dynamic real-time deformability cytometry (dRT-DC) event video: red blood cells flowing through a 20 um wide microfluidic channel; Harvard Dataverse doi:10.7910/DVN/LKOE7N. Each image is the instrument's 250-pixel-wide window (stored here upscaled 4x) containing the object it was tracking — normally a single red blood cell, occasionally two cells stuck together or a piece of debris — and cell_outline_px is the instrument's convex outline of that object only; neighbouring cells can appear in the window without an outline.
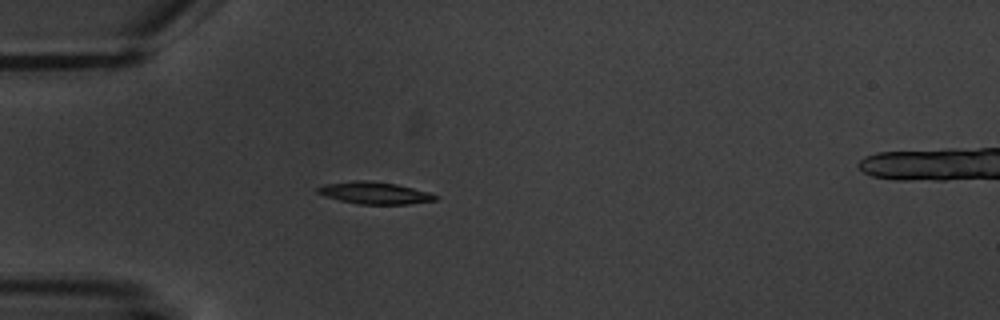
{"species": "common noctule bat (a hibernating species)", "species_latin": "Nyctalus noctula", "temperature_condition": "warm", "stored_images_in_passage": 5, "camera_frame_rate_fps": 3000, "um_per_image_px": 0.085, "animal": {"sex": "male", "body_mass_g": 20.1, "forearm_length_mm": 53.5}, "frame": {"image": 1, "passage_image": 4, "time_ms": 3.667, "image_size_px": [1000, 320], "cell_outline_px": [[440, 196], [436, 200], [408, 204], [360, 204], [340, 200], [324, 196], [316, 192], [316, 188], [324, 184], [352, 180], [368, 180], [396, 184], [428, 192]], "centroid_in_image_um": [31.81, 16.39], "position_along_channel_um": 53.2, "area_um2": 15.14}}